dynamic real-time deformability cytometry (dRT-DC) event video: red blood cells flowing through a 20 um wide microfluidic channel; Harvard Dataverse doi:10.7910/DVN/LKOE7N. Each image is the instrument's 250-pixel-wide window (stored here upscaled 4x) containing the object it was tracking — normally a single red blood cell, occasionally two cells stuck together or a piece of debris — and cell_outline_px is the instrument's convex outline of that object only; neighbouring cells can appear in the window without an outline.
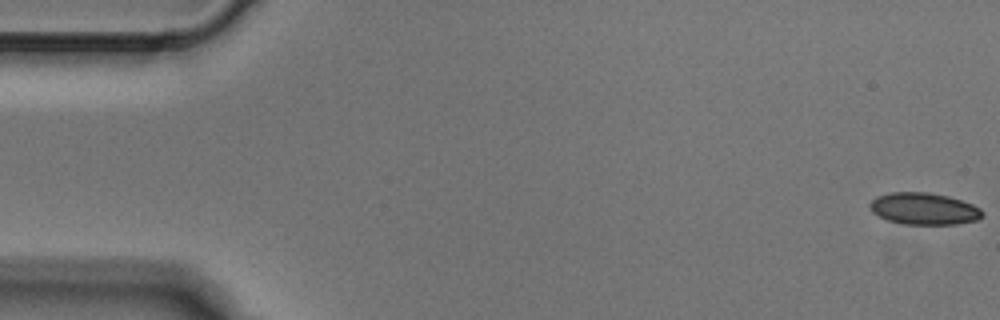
{"species": "Egyptian fruit bat (a non-hibernating species)", "species_latin": "Rousettus aegyptiacus", "temperature_condition": "cold", "stored_images_in_passage": 7, "camera_frame_rate_fps": 3000, "um_per_image_px": 0.085, "animal": {"sex": "male"}, "frame": {"image": 1, "passage_image": 1, "time_ms": 0.0, "image_size_px": [1000, 320], "cell_outline_px": [[984, 216], [976, 220], [956, 224], [904, 224], [888, 220], [872, 212], [868, 204], [876, 196], [892, 192], [928, 192], [948, 196], [972, 204], [980, 208], [984, 212]], "centroid_in_image_um": [78.54, 17.74], "position_along_channel_um": 6.5, "area_um2": 20.87}}
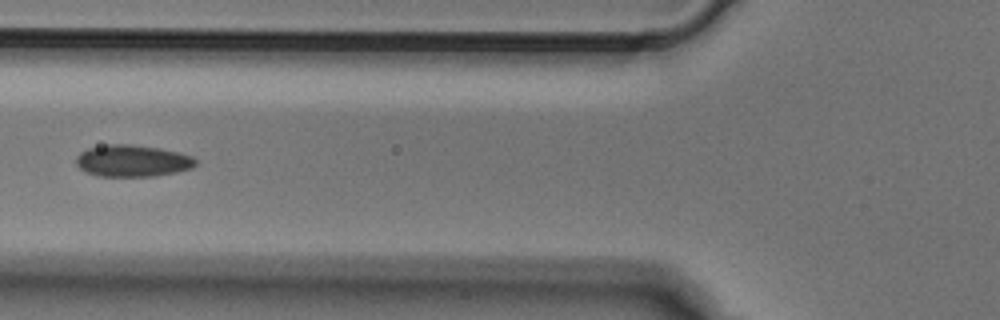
{"frame": {"image": 2, "passage_image": 6, "time_ms": 1.667, "image_size_px": [1000, 320], "cell_outline_px": [[196, 164], [192, 168], [176, 172], [152, 176], [96, 176], [84, 172], [76, 164], [76, 156], [80, 152], [88, 148], [108, 144], [132, 144], [160, 148], [180, 152], [192, 156], [196, 160]], "centroid_in_image_um": [11.24, 13.66], "position_along_channel_um": 114.6, "area_um2": 22.31}}
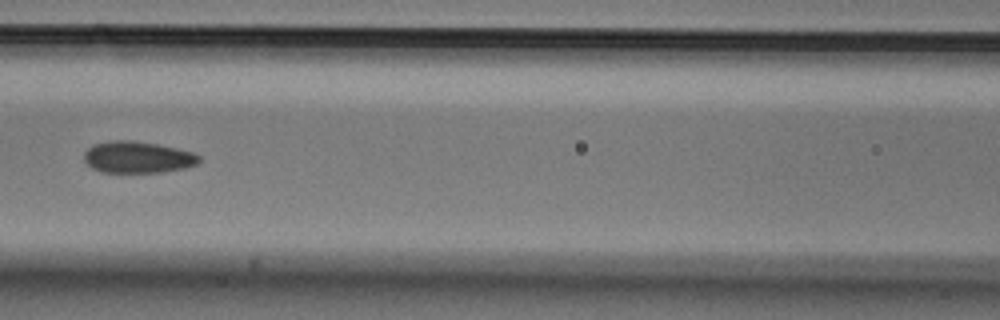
{"frame": {"image": 3, "passage_image": 7, "time_ms": 2.0, "image_size_px": [1000, 320], "cell_outline_px": [[200, 160], [196, 164], [184, 168], [160, 172], [100, 172], [92, 168], [84, 160], [84, 152], [92, 144], [112, 140], [132, 140], [156, 144], [176, 148], [192, 152], [200, 156]], "centroid_in_image_um": [11.66, 13.36], "position_along_channel_um": 154.9, "area_um2": 21.15}}